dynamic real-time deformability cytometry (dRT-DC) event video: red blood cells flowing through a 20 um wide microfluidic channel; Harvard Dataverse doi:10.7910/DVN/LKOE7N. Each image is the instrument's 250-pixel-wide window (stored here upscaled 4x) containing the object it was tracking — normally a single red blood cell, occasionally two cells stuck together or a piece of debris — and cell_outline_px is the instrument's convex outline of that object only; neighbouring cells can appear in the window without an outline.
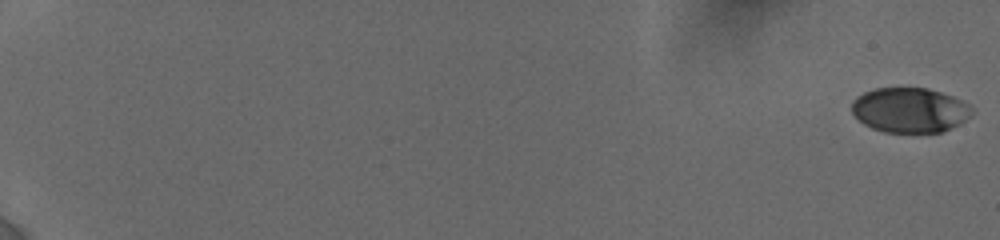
{"species": "human", "species_latin": "Homo sapiens", "temperature_condition": "cold", "stored_images_in_passage": 29, "camera_frame_rate_fps": 3000, "um_per_image_px": 0.085, "donor": {"sex": "female"}, "frame": {"image": 1, "passage_image": 1, "time_ms": 0.0, "image_size_px": [1000, 240], "cell_outline_px": [[972, 112], [964, 120], [944, 132], [884, 132], [872, 128], [864, 124], [852, 112], [852, 100], [856, 96], [864, 92], [876, 88], [928, 88], [952, 96], [968, 104], [972, 108]], "centroid_in_image_um": [77.3, 9.35], "position_along_channel_um": 7.7, "area_um2": 31.21}}
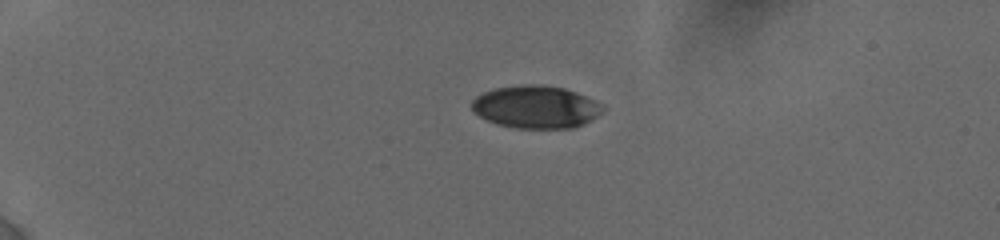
{"frame": {"image": 2, "passage_image": 19, "time_ms": 5.0, "image_size_px": [1000, 240], "cell_outline_px": [[604, 112], [592, 120], [584, 124], [572, 128], [516, 128], [496, 124], [472, 112], [472, 100], [476, 96], [484, 92], [496, 88], [524, 84], [540, 84], [564, 88], [576, 92], [604, 104]], "centroid_in_image_um": [45.58, 9.09], "position_along_channel_um": 39.4, "area_um2": 32.77}}